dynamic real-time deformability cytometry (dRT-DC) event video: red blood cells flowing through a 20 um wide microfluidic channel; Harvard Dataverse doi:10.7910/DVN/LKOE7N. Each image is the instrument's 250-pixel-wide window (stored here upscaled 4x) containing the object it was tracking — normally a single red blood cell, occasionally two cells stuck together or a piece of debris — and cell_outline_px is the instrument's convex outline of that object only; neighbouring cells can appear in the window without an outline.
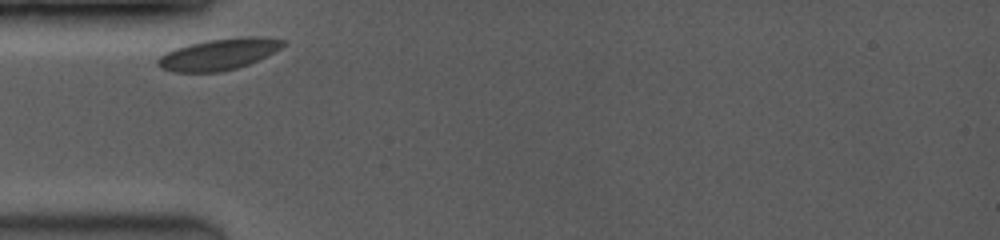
{"species": "common noctule bat (a hibernating species)", "species_latin": "Nyctalus noctula", "temperature_condition": "room temperature", "stored_images_in_passage": 4, "camera_frame_rate_fps": 3500, "um_per_image_px": 0.085, "animal": {"sex": "female", "body_mass_g": 19.0, "forearm_length_mm": 53.3}, "frame": {"image": 1, "passage_image": 1, "time_ms": 0.0, "image_size_px": [1000, 240], "cell_outline_px": [[284, 44], [280, 48], [248, 64], [236, 68], [220, 72], [172, 72], [160, 68], [156, 64], [156, 60], [160, 56], [176, 48], [188, 44], [208, 40], [240, 36], [260, 36], [284, 40]], "centroid_in_image_um": [18.54, 4.61], "position_along_channel_um": 66.5, "area_um2": 22.72}}
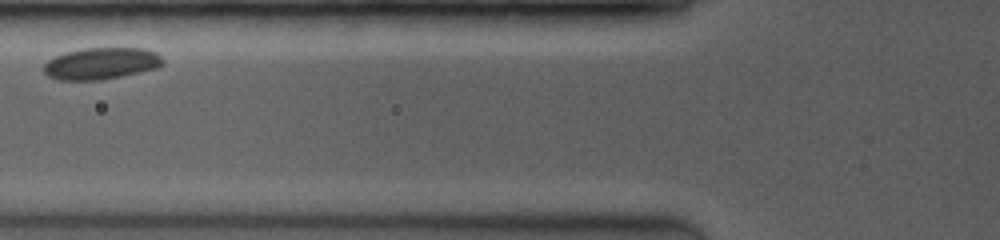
{"frame": {"image": 2, "passage_image": 3, "time_ms": 1.429, "image_size_px": [1000, 240], "cell_outline_px": [[164, 64], [160, 68], [100, 80], [56, 80], [48, 76], [44, 72], [44, 64], [48, 60], [56, 56], [68, 52], [84, 48], [144, 48], [156, 52], [164, 60]], "centroid_in_image_um": [8.64, 5.4], "position_along_channel_um": 117.2, "area_um2": 22.08}}